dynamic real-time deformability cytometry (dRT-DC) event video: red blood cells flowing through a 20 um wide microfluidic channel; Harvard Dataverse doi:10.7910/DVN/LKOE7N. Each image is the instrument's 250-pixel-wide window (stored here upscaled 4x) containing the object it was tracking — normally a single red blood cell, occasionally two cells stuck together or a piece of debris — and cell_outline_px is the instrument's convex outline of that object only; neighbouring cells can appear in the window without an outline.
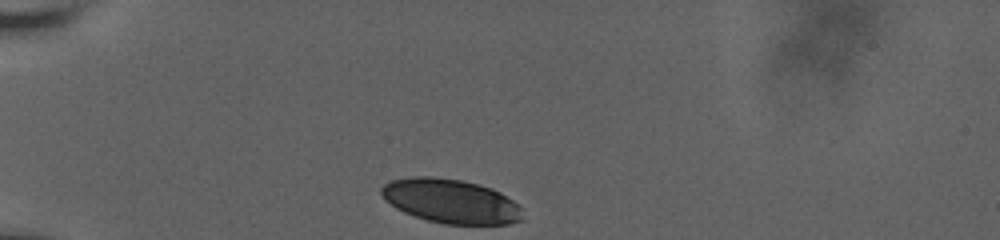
{"species": "human", "species_latin": "Homo sapiens", "temperature_condition": "room temperature", "stored_images_in_passage": 23, "camera_frame_rate_fps": 3000, "um_per_image_px": 0.085, "donor": {"sex": "male"}, "frame": {"image": 1, "passage_image": 1, "time_ms": 0.0, "image_size_px": [1000, 240], "cell_outline_px": [[524, 220], [508, 224], [444, 224], [428, 220], [404, 212], [396, 208], [384, 200], [380, 196], [380, 188], [384, 184], [392, 180], [416, 176], [432, 176], [460, 180], [480, 184], [492, 188], [500, 192], [512, 200], [520, 208]], "centroid_in_image_um": [38.3, 17.09], "position_along_channel_um": 46.7, "area_um2": 36.41}}
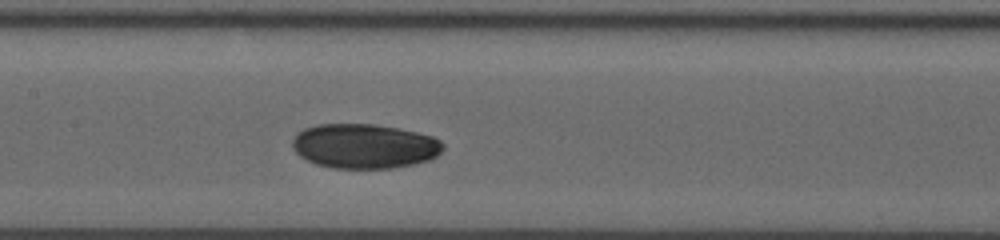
{"frame": {"image": 2, "passage_image": 10, "time_ms": 4.667, "image_size_px": [1000, 240], "cell_outline_px": [[444, 148], [436, 156], [428, 160], [412, 164], [392, 168], [332, 168], [316, 164], [300, 156], [292, 148], [292, 140], [304, 128], [316, 124], [372, 124], [400, 128], [432, 136], [440, 140], [444, 144]], "centroid_in_image_um": [30.97, 12.41], "position_along_channel_um": 176.4, "area_um2": 39.13}}
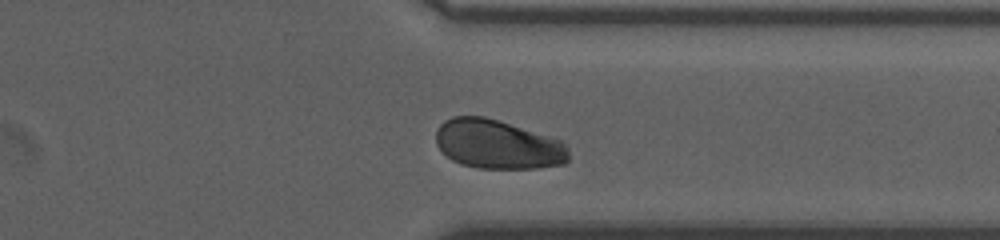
{"frame": {"image": 3, "passage_image": 20, "time_ms": 10.0, "image_size_px": [1000, 240], "cell_outline_px": [[568, 160], [564, 164], [536, 168], [476, 168], [460, 164], [452, 160], [436, 144], [436, 128], [444, 120], [452, 116], [484, 116], [500, 120], [560, 140], [568, 148]], "centroid_in_image_um": [42.28, 12.26], "position_along_channel_um": 369.1, "area_um2": 38.09}, "authors_computed_cell_mechanics": {"area_um2": 39.1306, "velocity_mm_per_s": 3.6165, "shape_relaxation_time_tau1_ms": 4.0486, "shape_relaxation_time_tau2_ms": 2.1917, "deformation_change_tau1": 0.1071, "deformation_change_tau2": 0.0381}}